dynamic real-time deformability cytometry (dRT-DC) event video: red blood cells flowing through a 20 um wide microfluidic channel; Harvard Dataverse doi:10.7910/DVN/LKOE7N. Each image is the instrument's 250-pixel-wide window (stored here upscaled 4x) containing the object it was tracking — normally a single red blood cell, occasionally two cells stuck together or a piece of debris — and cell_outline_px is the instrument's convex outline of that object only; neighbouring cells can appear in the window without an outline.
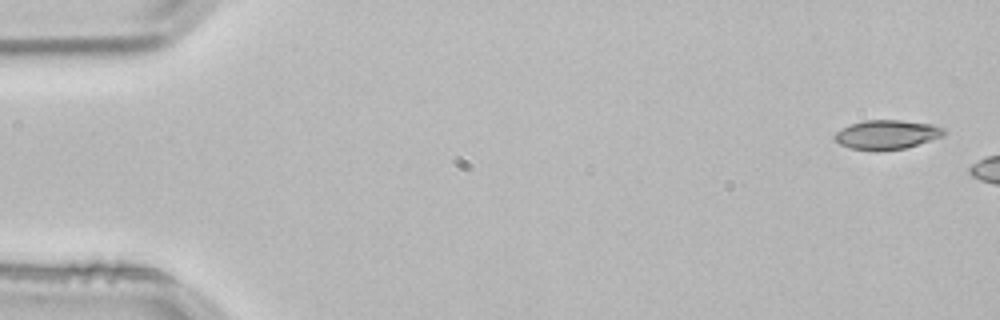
{"species": "common noctule bat (a hibernating species)", "species_latin": "Nyctalus noctula", "temperature_condition": "room temperature", "stored_images_in_passage": 4, "camera_frame_rate_fps": 3000, "um_per_image_px": 0.085, "animal": {"sex": "male", "body_mass_g": 21.5, "forearm_length_mm": 52.0}, "frame": {"image": 1, "passage_image": 1, "time_ms": 0.0, "image_size_px": [1000, 320], "cell_outline_px": [[944, 136], [904, 148], [876, 152], [852, 148], [840, 144], [832, 136], [836, 132], [852, 124], [864, 120], [900, 120], [932, 124], [944, 128]], "centroid_in_image_um": [75.38, 11.45], "position_along_channel_um": 9.6, "area_um2": 18.55}}